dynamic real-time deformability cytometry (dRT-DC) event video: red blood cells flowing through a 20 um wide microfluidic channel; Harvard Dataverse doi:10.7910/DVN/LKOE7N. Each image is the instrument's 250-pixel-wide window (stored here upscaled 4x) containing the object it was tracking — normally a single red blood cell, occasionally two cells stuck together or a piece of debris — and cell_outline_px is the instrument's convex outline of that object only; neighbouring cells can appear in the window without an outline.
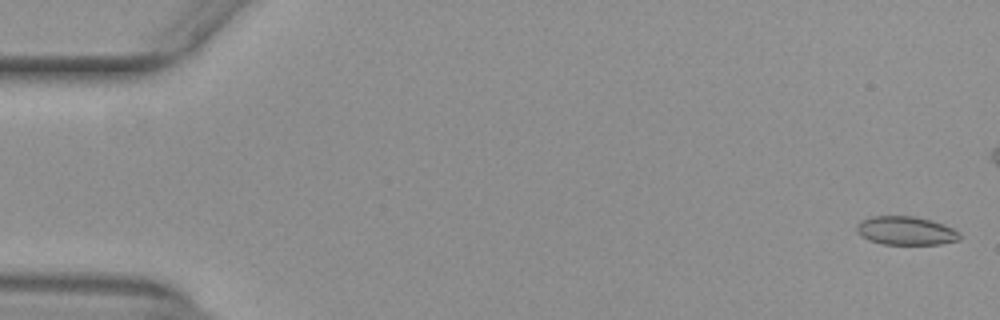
{"species": "common noctule bat (a hibernating species)", "species_latin": "Nyctalus noctula", "temperature_condition": "warm", "stored_images_in_passage": 47, "camera_frame_rate_fps": 3000, "um_per_image_px": 0.085, "animal": {"sex": "female", "body_mass_g": 29.2, "forearm_length_mm": 56.3}, "frame": {"image": 1, "passage_image": 2, "time_ms": 0.333, "image_size_px": [1000, 320], "cell_outline_px": [[960, 240], [940, 244], [884, 244], [868, 240], [860, 236], [856, 232], [856, 224], [860, 220], [872, 216], [912, 216], [932, 220], [944, 224], [960, 232]], "centroid_in_image_um": [76.97, 19.61], "position_along_channel_um": 8.0, "area_um2": 17.34}}
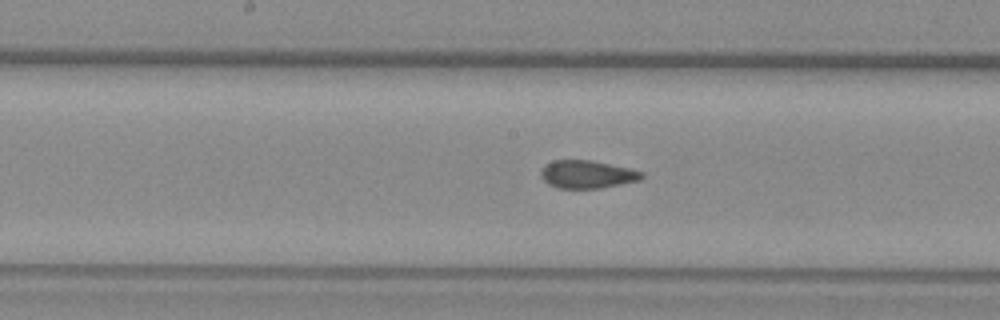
{"frame": {"image": 2, "passage_image": 28, "time_ms": 9.0, "image_size_px": [1000, 320], "cell_outline_px": [[644, 176], [640, 180], [600, 188], [556, 188], [548, 184], [540, 176], [540, 172], [544, 164], [552, 160], [592, 160], [628, 168], [644, 172]], "centroid_in_image_um": [49.87, 14.81], "position_along_channel_um": 198.3, "area_um2": 16.47}}
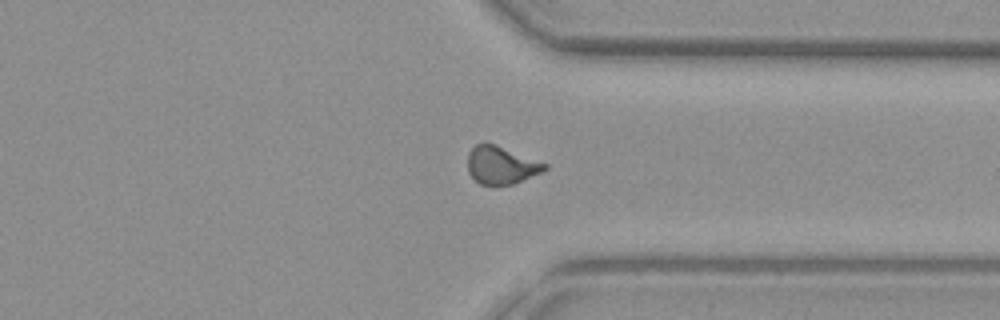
{"frame": {"image": 3, "passage_image": 41, "time_ms": 13.333, "image_size_px": [1000, 320], "cell_outline_px": [[548, 168], [540, 172], [512, 184], [496, 188], [480, 184], [468, 172], [468, 152], [476, 144], [484, 140], [496, 144], [548, 164]], "centroid_in_image_um": [42.56, 14.04], "position_along_channel_um": 368.8, "area_um2": 17.34}, "authors_computed_cell_mechanics": {"area_um2": 17.34, "velocity_mm_per_s": 3.9667, "shape_relaxation_time_tau1_ms": null, "shape_relaxation_time_tau2_ms": 0.9526, "deformation_change_tau1": null, "deformation_change_tau2": 0.0606}}